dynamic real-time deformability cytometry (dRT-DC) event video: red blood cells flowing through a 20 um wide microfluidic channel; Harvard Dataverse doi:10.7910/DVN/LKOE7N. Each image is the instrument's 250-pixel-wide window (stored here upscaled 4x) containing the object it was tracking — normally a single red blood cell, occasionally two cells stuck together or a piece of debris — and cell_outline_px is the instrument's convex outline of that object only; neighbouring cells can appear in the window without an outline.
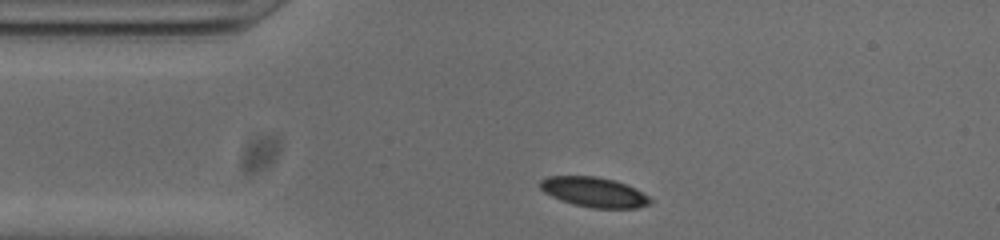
{"species": "common noctule bat (a hibernating species)", "species_latin": "Nyctalus noctula", "temperature_condition": "cold", "stored_images_in_passage": 44, "camera_frame_rate_fps": 3000, "um_per_image_px": 0.085, "animal": {"sex": "male", "body_mass_g": 20.0, "forearm_length_mm": 53.3}, "frame": {"image": 1, "passage_image": 2, "time_ms": 0.333, "image_size_px": [1000, 240], "cell_outline_px": [[652, 200], [648, 204], [636, 208], [592, 208], [560, 200], [544, 192], [540, 188], [540, 180], [548, 176], [596, 176], [612, 180], [636, 188], [648, 196]], "centroid_in_image_um": [50.48, 16.32], "position_along_channel_um": 34.5, "area_um2": 18.96}}
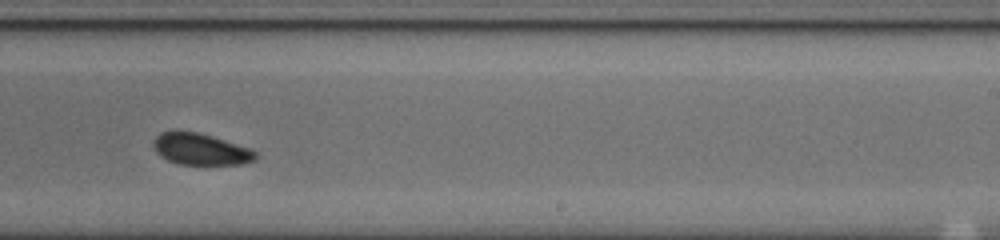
{"frame": {"image": 2, "passage_image": 23, "time_ms": 7.333, "image_size_px": [1000, 240], "cell_outline_px": [[256, 160], [240, 164], [208, 168], [176, 164], [160, 156], [156, 152], [152, 144], [152, 140], [160, 132], [196, 132], [212, 136], [252, 148], [256, 152]], "centroid_in_image_um": [17.08, 12.75], "position_along_channel_um": 271.9, "area_um2": 19.65}}
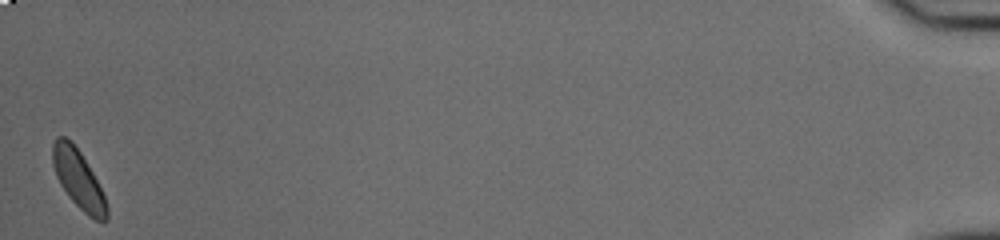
{"frame": {"image": 3, "passage_image": 44, "time_ms": 14.333, "image_size_px": [1000, 240], "cell_outline_px": [[108, 220], [104, 224], [88, 216], [68, 196], [60, 184], [56, 176], [52, 164], [52, 144], [56, 136], [64, 136], [72, 140], [80, 152], [92, 172], [104, 196], [108, 208]], "centroid_in_image_um": [6.65, 15.23], "position_along_channel_um": 428.6, "area_um2": 18.55}, "authors_computed_cell_mechanics": {"area_um2": 19.3919, "velocity_mm_per_s": 3.7803, "shape_relaxation_time_tau1_ms": 10.1575, "shape_relaxation_time_tau2_ms": null, "deformation_change_tau1": 0.2229, "deformation_change_tau2": null}}